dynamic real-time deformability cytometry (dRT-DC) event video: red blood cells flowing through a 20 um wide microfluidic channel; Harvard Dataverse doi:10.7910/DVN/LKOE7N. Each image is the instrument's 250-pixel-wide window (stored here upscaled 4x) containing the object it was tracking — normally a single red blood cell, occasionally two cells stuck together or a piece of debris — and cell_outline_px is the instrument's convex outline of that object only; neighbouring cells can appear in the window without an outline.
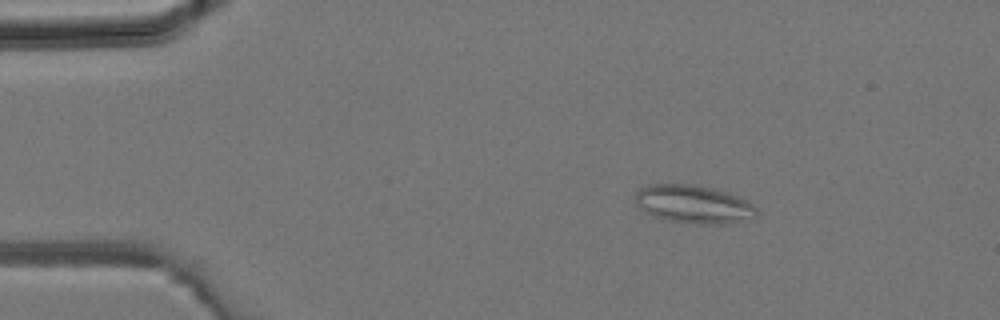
{"species": "common noctule bat (a hibernating species)", "species_latin": "Nyctalus noctula", "temperature_condition": "room temperature", "stored_images_in_passage": 2, "camera_frame_rate_fps": 3000, "um_per_image_px": 0.085, "animal": {"sex": "male", "body_mass_g": 19.2, "forearm_length_mm": 51.8}, "frame": {"image": 1, "passage_image": 1, "time_ms": 0.0, "image_size_px": [1000, 320], "cell_outline_px": [[756, 212], [752, 216], [728, 224], [692, 224], [668, 220], [652, 216], [644, 212], [636, 204], [636, 192], [640, 188], [652, 184], [692, 184], [716, 188], [728, 192], [752, 204], [756, 208]], "centroid_in_image_um": [58.89, 17.35], "position_along_channel_um": 26.1, "area_um2": 26.88}}